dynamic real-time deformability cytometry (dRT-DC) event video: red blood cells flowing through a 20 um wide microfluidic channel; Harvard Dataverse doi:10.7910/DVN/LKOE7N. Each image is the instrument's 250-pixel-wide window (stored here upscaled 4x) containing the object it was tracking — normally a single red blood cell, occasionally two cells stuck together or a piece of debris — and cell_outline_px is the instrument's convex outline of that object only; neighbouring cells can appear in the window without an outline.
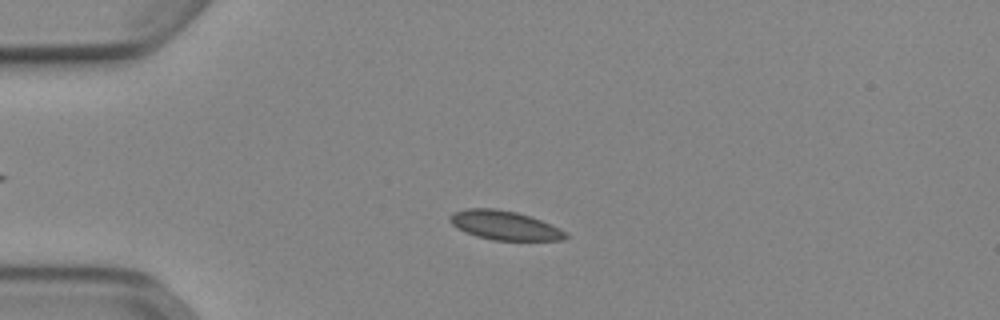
{"species": "Egyptian fruit bat (a non-hibernating species)", "species_latin": "Rousettus aegyptiacus", "temperature_condition": "cold", "stored_images_in_passage": 51, "camera_frame_rate_fps": 3000, "um_per_image_px": 0.085, "animal": {"sex": "female"}, "frame": {"image": 1, "passage_image": 12, "time_ms": 3.667, "image_size_px": [1000, 320], "cell_outline_px": [[568, 236], [564, 240], [492, 240], [476, 236], [464, 232], [452, 224], [448, 220], [448, 216], [452, 212], [464, 208], [496, 208], [516, 212], [540, 220], [560, 228], [568, 232]], "centroid_in_image_um": [42.85, 19.15], "position_along_channel_um": 42.1, "area_um2": 19.77}}
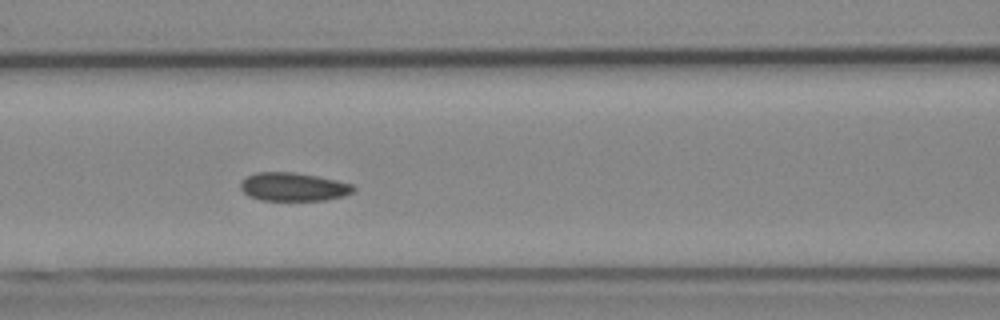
{"frame": {"image": 2, "passage_image": 22, "time_ms": 7.0, "image_size_px": [1000, 320], "cell_outline_px": [[356, 188], [352, 192], [344, 196], [324, 200], [260, 200], [248, 196], [240, 188], [240, 180], [256, 172], [296, 172], [336, 180], [352, 184]], "centroid_in_image_um": [24.91, 15.88], "position_along_channel_um": 141.7, "area_um2": 18.73}}
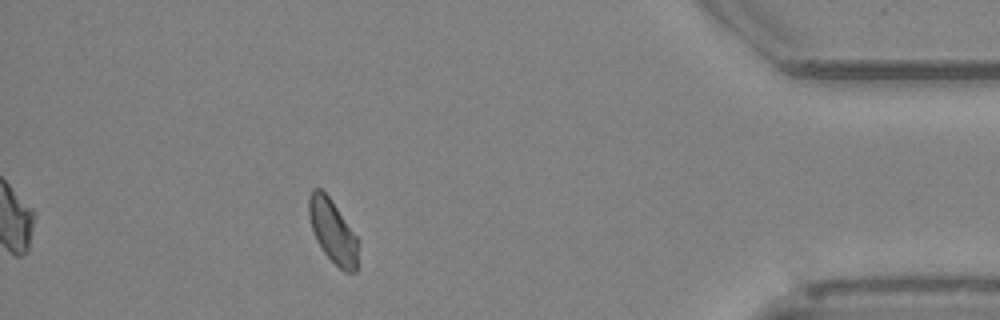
{"frame": {"image": 3, "passage_image": 46, "time_ms": 15.0, "image_size_px": [1000, 320], "cell_outline_px": [[356, 272], [344, 272], [324, 252], [316, 240], [308, 216], [308, 196], [312, 188], [320, 188], [332, 200], [356, 236]], "centroid_in_image_um": [28.23, 19.61], "position_along_channel_um": 407.0, "area_um2": 17.8}, "authors_computed_cell_mechanics": {"area_um2": 19.0162, "velocity_mm_per_s": 3.8762, "shape_relaxation_time_tau1_ms": 4.1607, "shape_relaxation_time_tau2_ms": 3.6057, "deformation_change_tau1": 0.0579, "deformation_change_tau2": 0.0692}}